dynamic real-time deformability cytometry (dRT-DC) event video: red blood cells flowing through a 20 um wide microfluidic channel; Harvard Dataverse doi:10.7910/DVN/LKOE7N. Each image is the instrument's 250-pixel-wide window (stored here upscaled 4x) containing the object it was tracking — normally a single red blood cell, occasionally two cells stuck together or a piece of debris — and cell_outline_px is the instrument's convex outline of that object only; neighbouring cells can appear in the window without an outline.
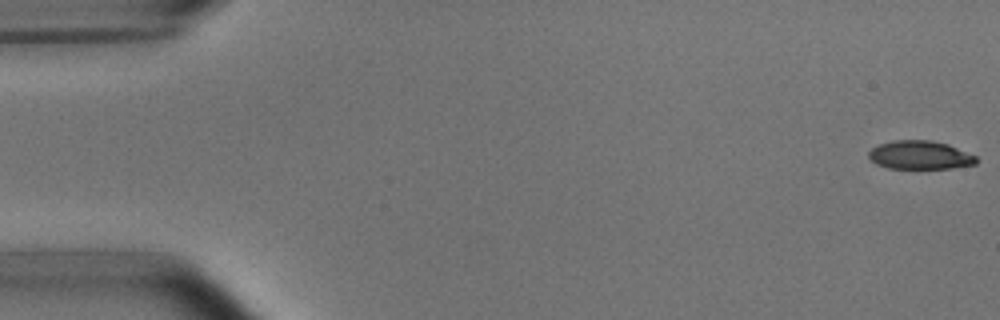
{"species": "common noctule bat (a hibernating species)", "species_latin": "Nyctalus noctula", "temperature_condition": "room temperature", "stored_images_in_passage": 4, "camera_frame_rate_fps": 3000, "um_per_image_px": 0.085, "animal": {"sex": "male", "body_mass_g": 15.6}, "frame": {"image": 1, "passage_image": 1, "time_ms": 0.0, "image_size_px": [1000, 320], "cell_outline_px": [[976, 164], [952, 168], [888, 168], [876, 164], [868, 156], [868, 152], [872, 148], [880, 144], [892, 140], [932, 140], [948, 144], [976, 156]], "centroid_in_image_um": [78.18, 13.17], "position_along_channel_um": 6.8, "area_um2": 17.8}}
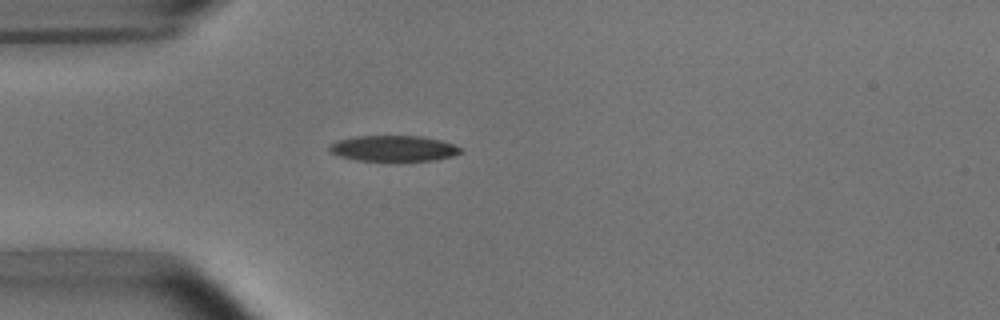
{"frame": {"image": 2, "passage_image": 4, "time_ms": 4.667, "image_size_px": [1000, 320], "cell_outline_px": [[464, 152], [452, 156], [436, 160], [356, 160], [340, 156], [332, 152], [328, 148], [332, 144], [340, 140], [356, 136], [420, 136], [440, 140], [452, 144], [460, 148]], "centroid_in_image_um": [33.49, 12.61], "position_along_channel_um": 51.5, "area_um2": 19.31}}